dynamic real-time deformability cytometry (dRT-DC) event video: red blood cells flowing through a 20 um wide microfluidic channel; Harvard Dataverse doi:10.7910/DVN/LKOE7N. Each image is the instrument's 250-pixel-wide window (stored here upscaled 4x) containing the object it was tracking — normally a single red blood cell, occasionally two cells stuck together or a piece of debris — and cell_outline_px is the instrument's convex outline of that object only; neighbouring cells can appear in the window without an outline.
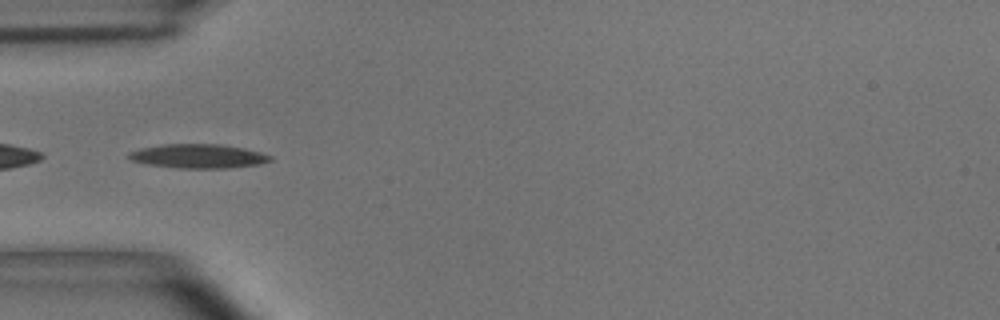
{"species": "common noctule bat (a hibernating species)", "species_latin": "Nyctalus noctula", "temperature_condition": "room temperature", "stored_images_in_passage": 7, "camera_frame_rate_fps": 3000, "um_per_image_px": 0.085, "animal": {"sex": "male", "body_mass_g": 15.6}, "frame": {"image": 1, "passage_image": 2, "time_ms": 0.333, "image_size_px": [1000, 320], "cell_outline_px": [[272, 160], [260, 164], [232, 168], [176, 168], [148, 164], [132, 160], [128, 156], [128, 152], [140, 148], [160, 144], [220, 144], [244, 148], [260, 152], [272, 156]], "centroid_in_image_um": [16.86, 13.27], "position_along_channel_um": 68.1, "area_um2": 19.94}}
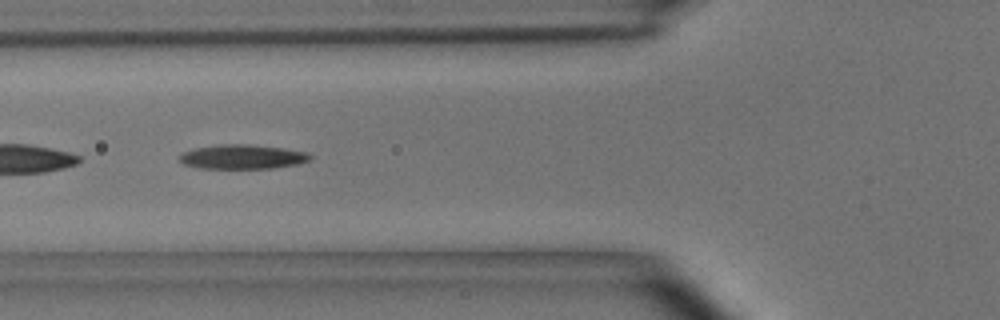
{"frame": {"image": 2, "passage_image": 3, "time_ms": 0.667, "image_size_px": [1000, 320], "cell_outline_px": [[312, 156], [308, 160], [296, 164], [272, 168], [196, 168], [184, 164], [180, 160], [180, 156], [184, 152], [196, 148], [224, 144], [244, 144], [284, 148], [308, 152]], "centroid_in_image_um": [20.62, 13.33], "position_along_channel_um": 105.2, "area_um2": 18.26}}